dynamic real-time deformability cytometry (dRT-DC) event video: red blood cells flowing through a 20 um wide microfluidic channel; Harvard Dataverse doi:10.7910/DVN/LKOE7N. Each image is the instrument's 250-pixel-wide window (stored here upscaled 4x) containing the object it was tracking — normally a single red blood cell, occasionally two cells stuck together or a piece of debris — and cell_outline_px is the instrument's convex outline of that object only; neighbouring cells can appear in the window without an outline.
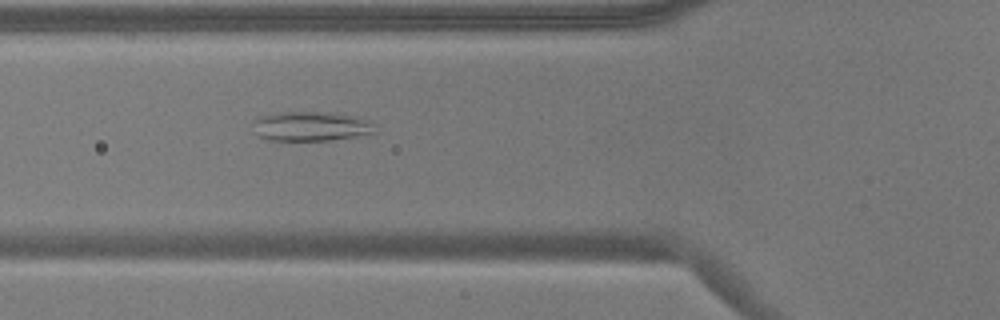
{"species": "common noctule bat (a hibernating species)", "species_latin": "Nyctalus noctula", "temperature_condition": "warm", "stored_images_in_passage": 50, "camera_frame_rate_fps": 3000, "um_per_image_px": 0.085, "animal": {"sex": "male", "body_mass_g": 17.9}, "frame": {"image": 1, "passage_image": 15, "time_ms": 4.667, "image_size_px": [1000, 320], "cell_outline_px": [[376, 132], [356, 136], [332, 140], [268, 140], [260, 136], [252, 120], [256, 116], [276, 112], [316, 112], [352, 116], [372, 120], [376, 124]], "centroid_in_image_um": [26.45, 10.73], "position_along_channel_um": 99.4, "area_um2": 20.92}}
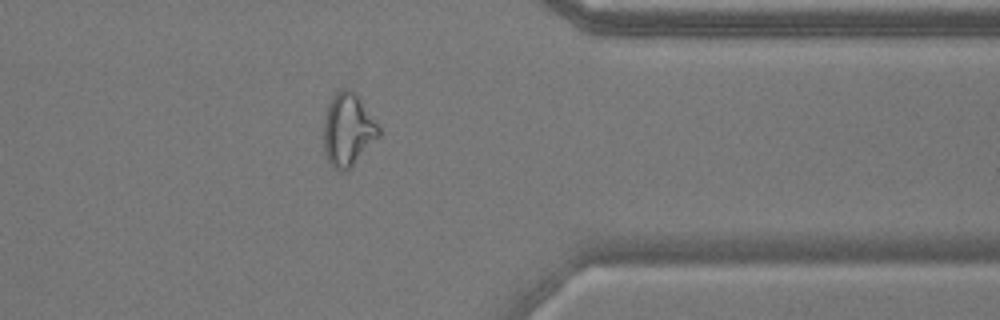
{"frame": {"image": 2, "passage_image": 39, "time_ms": 12.667, "image_size_px": [1000, 320], "cell_outline_px": [[380, 136], [344, 172], [336, 168], [328, 160], [324, 152], [324, 120], [328, 104], [332, 96], [340, 88], [352, 88], [380, 128]], "centroid_in_image_um": [29.56, 10.98], "position_along_channel_um": 381.8, "area_um2": 22.95}}
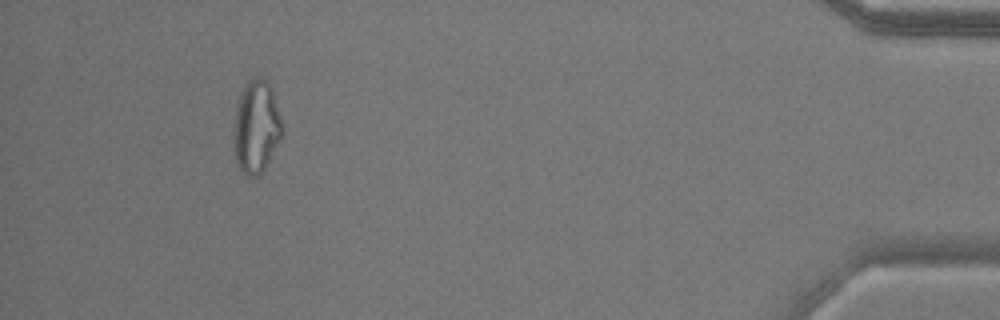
{"frame": {"image": 3, "passage_image": 46, "time_ms": 15.0, "image_size_px": [1000, 320], "cell_outline_px": [[284, 136], [260, 176], [248, 176], [236, 164], [232, 136], [236, 104], [240, 92], [244, 84], [252, 76], [260, 76], [268, 80], [272, 88], [284, 128]], "centroid_in_image_um": [21.79, 10.75], "position_along_channel_um": 413.4, "area_um2": 27.22}, "authors_computed_cell_mechanics": {"area_um2": 23.7847, "velocity_mm_per_s": 3.6849, "shape_relaxation_time_tau1_ms": null, "shape_relaxation_time_tau2_ms": 1.9804, "deformation_change_tau1": null, "deformation_change_tau2": 0.1137}}